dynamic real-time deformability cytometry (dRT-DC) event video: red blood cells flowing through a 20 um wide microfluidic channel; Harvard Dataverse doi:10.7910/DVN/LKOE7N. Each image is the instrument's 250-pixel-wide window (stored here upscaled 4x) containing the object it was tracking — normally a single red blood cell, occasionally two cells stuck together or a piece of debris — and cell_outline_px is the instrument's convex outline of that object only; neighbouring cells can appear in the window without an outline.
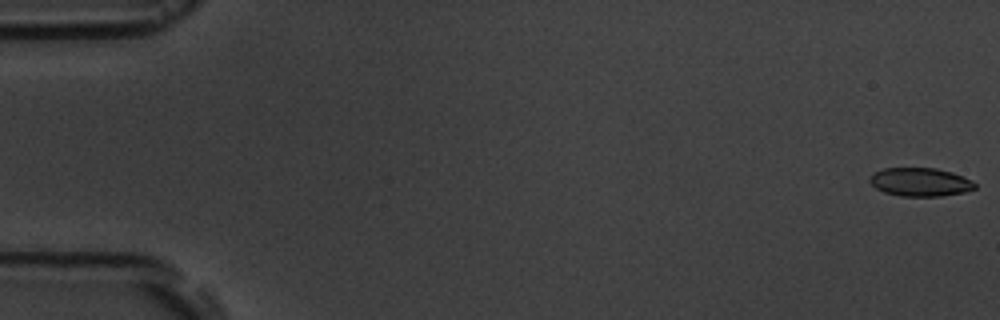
{"species": "common noctule bat (a hibernating species)", "species_latin": "Nyctalus noctula", "temperature_condition": "room temperature", "stored_images_in_passage": 9, "camera_frame_rate_fps": 3000, "um_per_image_px": 0.085, "animal": {"sex": "male", "body_mass_g": 19.5, "forearm_length_mm": 54.6}, "frame": {"image": 1, "passage_image": 1, "time_ms": 0.0, "image_size_px": [1000, 320], "cell_outline_px": [[976, 188], [964, 192], [940, 196], [900, 196], [884, 192], [876, 188], [868, 180], [868, 176], [884, 168], [936, 168], [952, 172], [972, 180], [976, 184]], "centroid_in_image_um": [78.21, 15.47], "position_along_channel_um": 6.8, "area_um2": 17.46}}
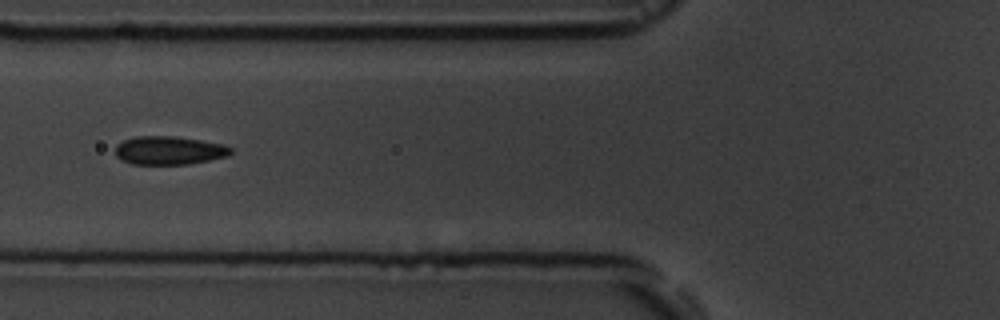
{"frame": {"image": 2, "passage_image": 7, "time_ms": 7.0, "image_size_px": [1000, 320], "cell_outline_px": [[232, 152], [228, 156], [188, 164], [132, 164], [120, 160], [116, 156], [116, 144], [124, 140], [136, 136], [172, 136], [200, 140], [224, 144], [232, 148]], "centroid_in_image_um": [14.36, 12.78], "position_along_channel_um": 111.4, "area_um2": 19.13}}
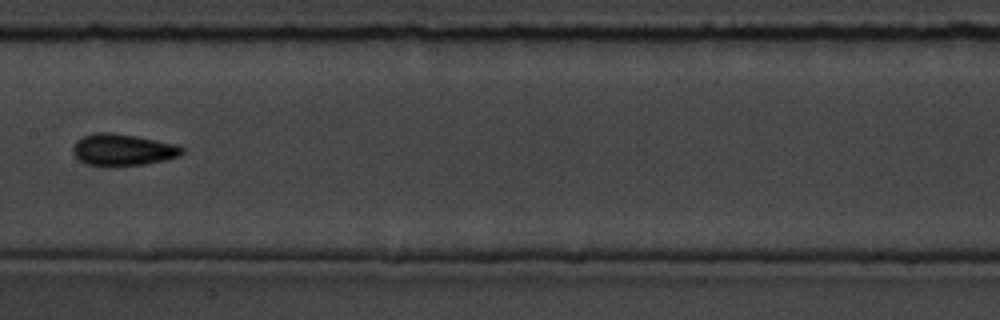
{"frame": {"image": 3, "passage_image": 9, "time_ms": 9.333, "image_size_px": [1000, 320], "cell_outline_px": [[184, 152], [180, 156], [164, 160], [144, 164], [112, 168], [104, 168], [84, 164], [72, 152], [72, 148], [76, 140], [84, 136], [96, 132], [112, 132], [136, 136], [176, 144], [184, 148]], "centroid_in_image_um": [10.4, 12.76], "position_along_channel_um": 197.0, "area_um2": 20.75}}